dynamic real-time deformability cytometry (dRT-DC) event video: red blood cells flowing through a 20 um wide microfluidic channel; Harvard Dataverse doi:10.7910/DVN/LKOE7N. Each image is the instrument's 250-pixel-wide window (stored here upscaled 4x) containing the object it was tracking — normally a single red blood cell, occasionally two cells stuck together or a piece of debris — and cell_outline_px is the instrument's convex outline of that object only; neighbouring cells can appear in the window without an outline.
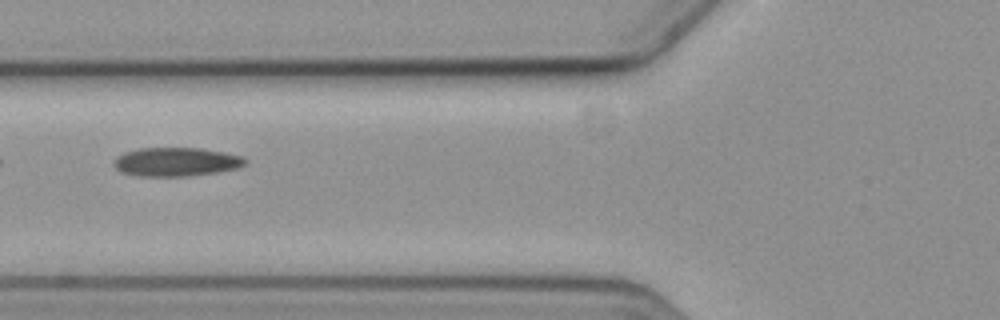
{"species": "common noctule bat (a hibernating species)", "species_latin": "Nyctalus noctula", "temperature_condition": "cold", "stored_images_in_passage": 6, "camera_frame_rate_fps": 3000, "um_per_image_px": 0.085, "animal": {"sex": "female", "body_mass_g": 19.3, "forearm_length_mm": 54.1}, "frame": {"image": 1, "passage_image": 2, "time_ms": 2.0, "image_size_px": [1000, 320], "cell_outline_px": [[248, 164], [236, 168], [216, 172], [188, 176], [136, 176], [120, 172], [112, 164], [112, 160], [116, 156], [124, 152], [140, 148], [200, 148], [224, 152], [244, 156], [248, 160]], "centroid_in_image_um": [14.95, 13.75], "position_along_channel_um": 110.8, "area_um2": 22.31}}
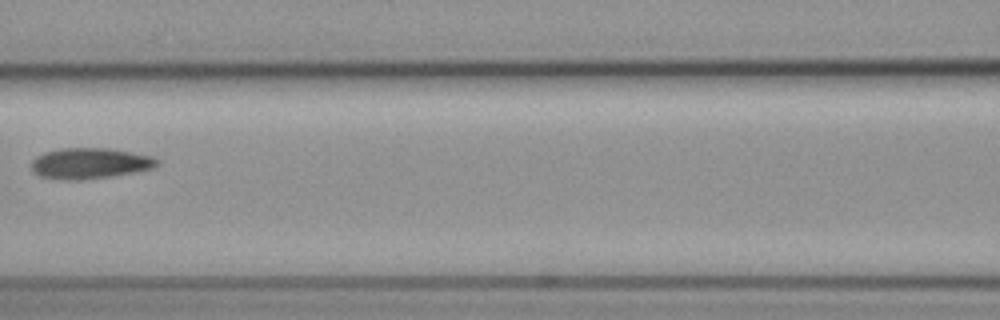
{"frame": {"image": 2, "passage_image": 3, "time_ms": 3.333, "image_size_px": [1000, 320], "cell_outline_px": [[160, 164], [152, 168], [136, 172], [112, 176], [76, 180], [68, 180], [40, 176], [32, 172], [32, 160], [36, 156], [44, 152], [60, 148], [108, 148], [132, 152], [152, 156], [160, 160]], "centroid_in_image_um": [7.65, 13.87], "position_along_channel_um": 158.9, "area_um2": 22.66}}
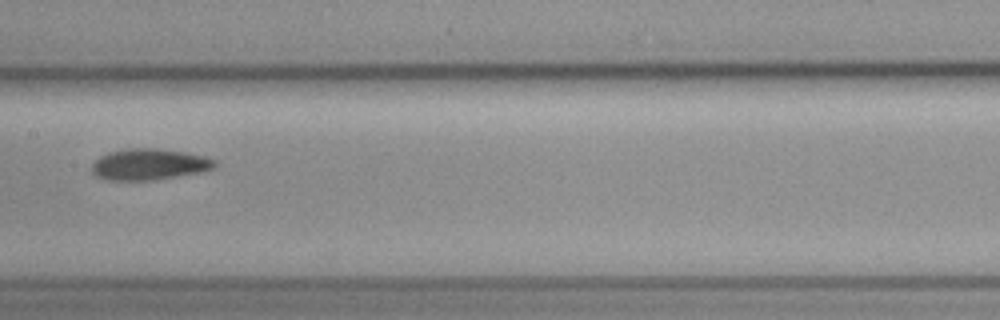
{"frame": {"image": 3, "passage_image": 4, "time_ms": 4.333, "image_size_px": [1000, 320], "cell_outline_px": [[216, 164], [212, 168], [196, 172], [176, 176], [148, 180], [112, 180], [100, 176], [92, 172], [92, 164], [100, 156], [108, 152], [132, 148], [160, 148], [188, 152], [204, 156], [216, 160]], "centroid_in_image_um": [12.68, 13.94], "position_along_channel_um": 194.7, "area_um2": 21.96}}